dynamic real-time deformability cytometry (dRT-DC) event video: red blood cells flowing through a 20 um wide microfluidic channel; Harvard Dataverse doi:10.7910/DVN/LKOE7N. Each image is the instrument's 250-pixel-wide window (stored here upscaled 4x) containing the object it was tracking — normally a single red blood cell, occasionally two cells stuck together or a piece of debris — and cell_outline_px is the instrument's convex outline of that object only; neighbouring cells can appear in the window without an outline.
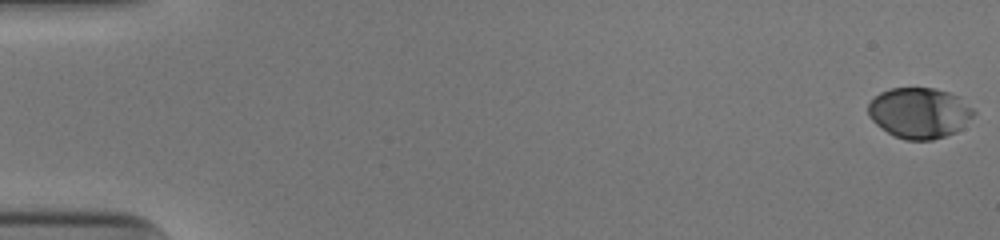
{"species": "human", "species_latin": "Homo sapiens", "temperature_condition": "cold", "stored_images_in_passage": 53, "camera_frame_rate_fps": 3000, "um_per_image_px": 0.085, "donor": {"sex": "male"}, "frame": {"image": 1, "passage_image": 1, "time_ms": 0.0, "image_size_px": [1000, 240], "cell_outline_px": [[976, 112], [956, 132], [932, 140], [904, 140], [888, 132], [876, 124], [868, 116], [868, 104], [880, 92], [888, 88], [936, 88], [960, 96]], "centroid_in_image_um": [78.14, 9.58], "position_along_channel_um": 6.9, "area_um2": 31.1}}
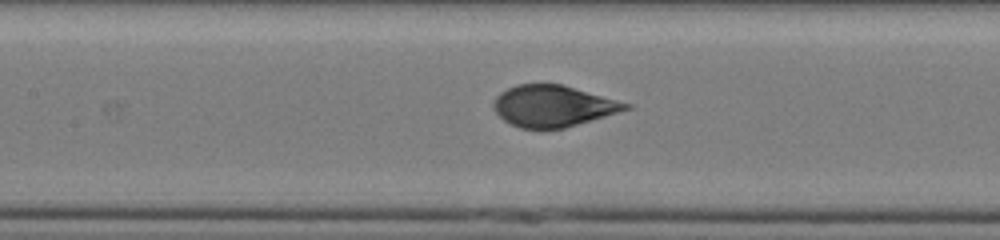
{"frame": {"image": 2, "passage_image": 26, "time_ms": 8.333, "image_size_px": [1000, 240], "cell_outline_px": [[632, 108], [564, 128], [520, 128], [504, 120], [492, 108], [492, 104], [496, 96], [500, 92], [516, 84], [560, 84], [632, 104]], "centroid_in_image_um": [46.98, 9.0], "position_along_channel_um": 160.4, "area_um2": 31.5}}
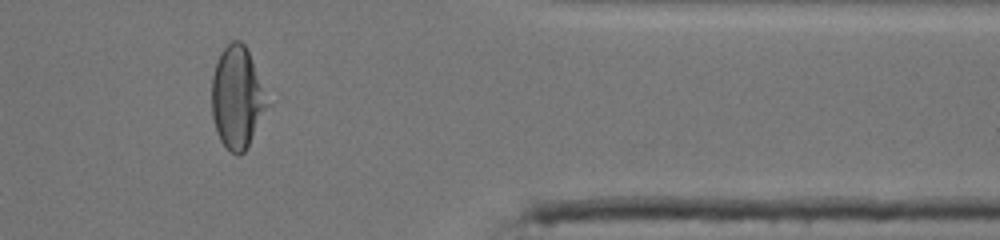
{"frame": {"image": 3, "passage_image": 45, "time_ms": 14.667, "image_size_px": [1000, 240], "cell_outline_px": [[272, 104], [244, 152], [240, 156], [236, 156], [220, 140], [216, 132], [212, 116], [212, 76], [216, 64], [224, 48], [232, 40], [240, 40], [244, 44], [248, 52]], "centroid_in_image_um": [20.19, 8.33], "position_along_channel_um": 391.2, "area_um2": 33.23}, "authors_computed_cell_mechanics": {"area_um2": 32.946, "velocity_mm_per_s": 3.9311, "shape_relaxation_time_tau1_ms": 4.9908, "shape_relaxation_time_tau2_ms": null, "deformation_change_tau1": 0.1985, "deformation_change_tau2": null}}